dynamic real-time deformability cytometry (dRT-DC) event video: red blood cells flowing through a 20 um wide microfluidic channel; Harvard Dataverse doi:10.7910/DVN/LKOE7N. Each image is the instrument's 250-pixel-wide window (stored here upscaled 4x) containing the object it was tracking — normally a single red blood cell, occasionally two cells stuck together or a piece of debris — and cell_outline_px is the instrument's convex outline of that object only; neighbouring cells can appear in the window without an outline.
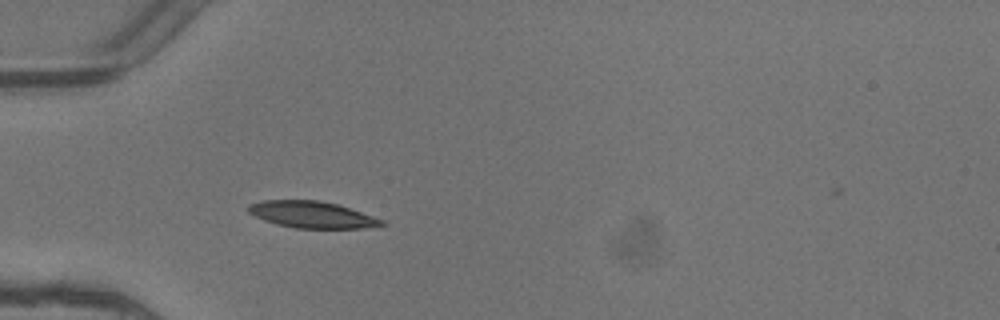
{"species": "common noctule bat (a hibernating species)", "species_latin": "Nyctalus noctula", "temperature_condition": "warm", "stored_images_in_passage": 5, "camera_frame_rate_fps": 3000, "um_per_image_px": 0.085, "animal": {"sex": "female"}, "frame": {"image": 1, "passage_image": 5, "time_ms": 1.333, "image_size_px": [1000, 320], "cell_outline_px": [[384, 224], [364, 228], [292, 228], [264, 220], [248, 212], [248, 204], [264, 200], [320, 200], [336, 204], [384, 220]], "centroid_in_image_um": [26.47, 18.24], "position_along_channel_um": 58.5, "area_um2": 20.4}}